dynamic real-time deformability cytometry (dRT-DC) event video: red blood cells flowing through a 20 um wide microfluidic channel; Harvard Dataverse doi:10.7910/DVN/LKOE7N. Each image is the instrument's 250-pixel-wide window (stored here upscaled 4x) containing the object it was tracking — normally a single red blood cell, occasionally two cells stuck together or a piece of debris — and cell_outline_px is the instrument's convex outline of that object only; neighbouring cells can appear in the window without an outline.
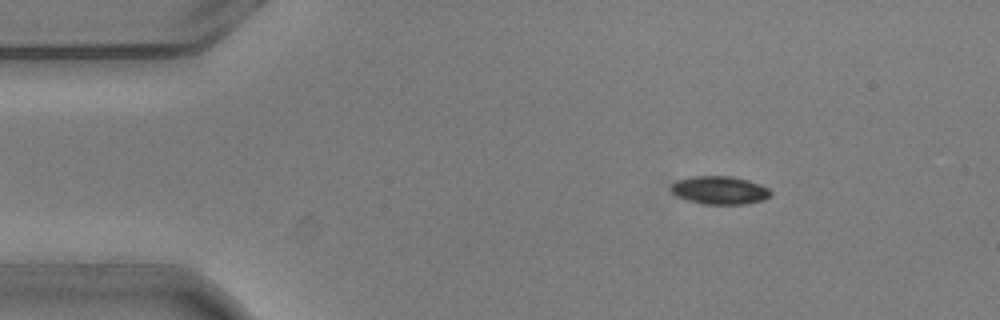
{"species": "common noctule bat (a hibernating species)", "species_latin": "Nyctalus noctula", "temperature_condition": "warm", "stored_images_in_passage": 5, "camera_frame_rate_fps": 3000, "um_per_image_px": 0.085, "animal": {"sex": "male", "body_mass_g": 20.5, "forearm_length_mm": 52.5}, "frame": {"image": 1, "passage_image": 2, "time_ms": 0.333, "image_size_px": [1000, 320], "cell_outline_px": [[772, 196], [764, 200], [744, 204], [704, 204], [688, 200], [676, 196], [668, 188], [676, 180], [692, 176], [732, 176], [748, 180], [760, 184], [768, 188], [772, 192]], "centroid_in_image_um": [61.17, 16.16], "position_along_channel_um": 23.8, "area_um2": 16.53}}